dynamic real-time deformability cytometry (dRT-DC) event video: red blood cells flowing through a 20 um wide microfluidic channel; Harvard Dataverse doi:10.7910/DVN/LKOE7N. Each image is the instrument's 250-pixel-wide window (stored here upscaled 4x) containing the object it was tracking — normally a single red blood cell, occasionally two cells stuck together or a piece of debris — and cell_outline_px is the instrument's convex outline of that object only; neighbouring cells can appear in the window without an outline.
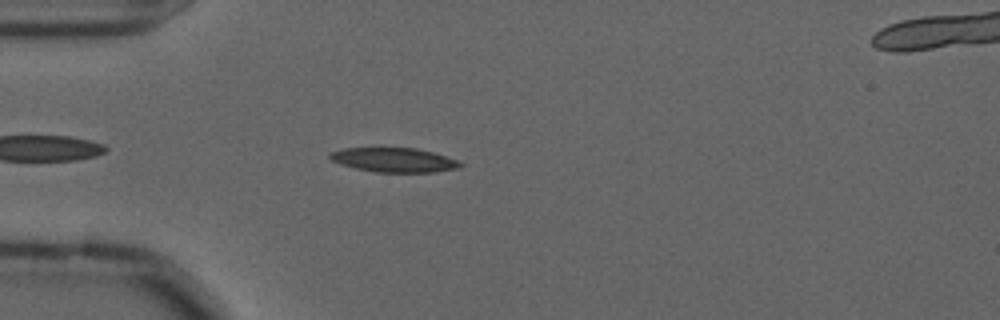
{"species": "common noctule bat (a hibernating species)", "species_latin": "Nyctalus noctula", "temperature_condition": "cold", "stored_images_in_passage": 47, "camera_frame_rate_fps": 3000, "um_per_image_px": 0.085, "animal": {"sex": "male", "forearm_length_mm": 52.5}, "frame": {"image": 1, "passage_image": 6, "time_ms": 1.667, "image_size_px": [1000, 320], "cell_outline_px": [[464, 164], [460, 168], [436, 172], [376, 172], [356, 168], [340, 164], [332, 160], [328, 156], [332, 152], [344, 148], [416, 148], [432, 152], [456, 160]], "centroid_in_image_um": [33.51, 13.6], "position_along_channel_um": 51.5, "area_um2": 18.32}}
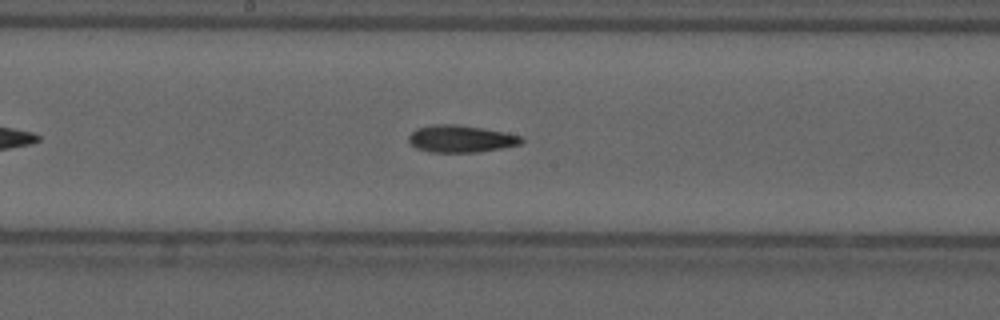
{"frame": {"image": 2, "passage_image": 20, "time_ms": 6.333, "image_size_px": [1000, 320], "cell_outline_px": [[524, 140], [520, 144], [480, 152], [432, 152], [416, 148], [408, 140], [408, 136], [416, 128], [432, 124], [456, 124], [504, 132], [524, 136]], "centroid_in_image_um": [39.17, 11.79], "position_along_channel_um": 209.0, "area_um2": 17.8}}
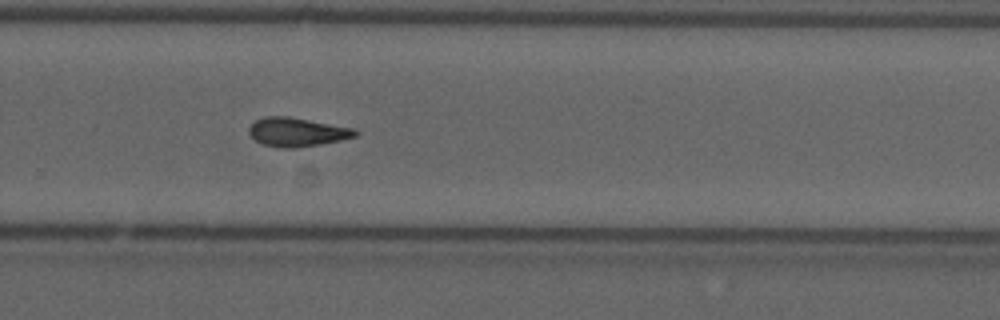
{"frame": {"image": 3, "passage_image": 28, "time_ms": 9.0, "image_size_px": [1000, 320], "cell_outline_px": [[356, 136], [340, 140], [320, 144], [296, 148], [280, 148], [264, 144], [256, 140], [248, 132], [248, 128], [256, 120], [264, 116], [288, 116], [352, 128], [356, 132]], "centroid_in_image_um": [25.2, 11.22], "position_along_channel_um": 304.6, "area_um2": 17.57}, "authors_computed_cell_mechanics": {"area_um2": 17.2822, "velocity_mm_per_s": 3.605, "shape_relaxation_time_tau1_ms": null, "shape_relaxation_time_tau2_ms": 10.6915, "deformation_change_tau1": null, "deformation_change_tau2": 0.2192}}